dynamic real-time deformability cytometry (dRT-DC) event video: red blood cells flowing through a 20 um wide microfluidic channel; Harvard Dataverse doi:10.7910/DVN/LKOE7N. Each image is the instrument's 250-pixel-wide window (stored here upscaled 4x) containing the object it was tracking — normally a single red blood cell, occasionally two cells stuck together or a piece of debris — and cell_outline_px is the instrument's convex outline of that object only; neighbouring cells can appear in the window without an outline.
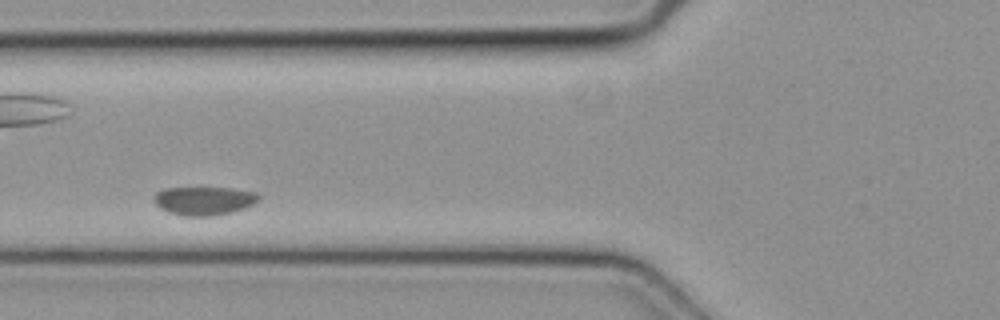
{"species": "common noctule bat (a hibernating species)", "species_latin": "Nyctalus noctula", "temperature_condition": "cold", "stored_images_in_passage": 9, "camera_frame_rate_fps": 3000, "um_per_image_px": 0.085, "animal": {"sex": "female", "body_mass_g": 19.3, "forearm_length_mm": 54.1}, "frame": {"image": 1, "passage_image": 4, "time_ms": 1.0, "image_size_px": [1000, 320], "cell_outline_px": [[260, 196], [252, 204], [244, 208], [232, 212], [212, 216], [184, 216], [168, 212], [160, 208], [156, 204], [152, 196], [156, 192], [164, 188], [232, 188], [256, 192]], "centroid_in_image_um": [17.3, 17.06], "position_along_channel_um": 108.5, "area_um2": 17.4}}
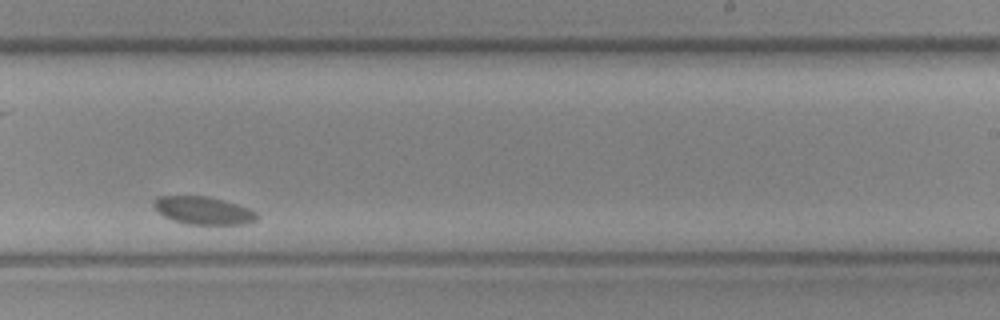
{"frame": {"image": 2, "passage_image": 8, "time_ms": 2.333, "image_size_px": [1000, 320], "cell_outline_px": [[260, 216], [256, 220], [244, 224], [188, 224], [172, 220], [164, 216], [152, 204], [152, 200], [156, 196], [208, 196], [236, 204], [248, 208], [256, 212]], "centroid_in_image_um": [17.27, 17.89], "position_along_channel_um": 271.7, "area_um2": 16.65}}
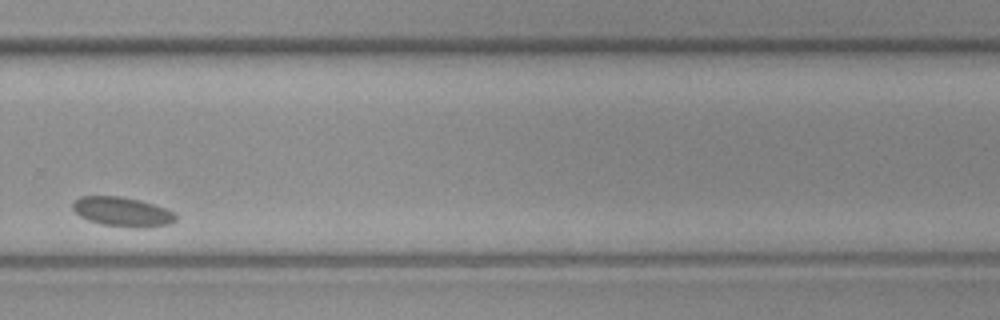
{"frame": {"image": 3, "passage_image": 9, "time_ms": 2.667, "image_size_px": [1000, 320], "cell_outline_px": [[176, 220], [172, 224], [144, 228], [136, 228], [100, 224], [88, 220], [80, 216], [72, 208], [72, 200], [80, 196], [120, 196], [140, 200], [164, 208], [172, 212], [176, 216]], "centroid_in_image_um": [10.37, 18.01], "position_along_channel_um": 319.4, "area_um2": 17.8}}